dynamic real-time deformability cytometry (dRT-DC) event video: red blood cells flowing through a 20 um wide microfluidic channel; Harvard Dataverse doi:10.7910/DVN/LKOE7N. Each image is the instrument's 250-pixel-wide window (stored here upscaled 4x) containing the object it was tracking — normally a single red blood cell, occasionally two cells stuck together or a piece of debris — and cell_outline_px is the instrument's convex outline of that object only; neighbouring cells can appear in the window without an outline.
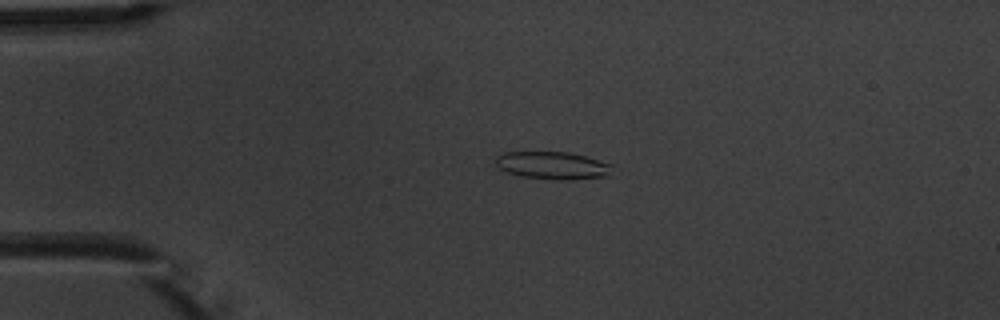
{"species": "common noctule bat (a hibernating species)", "species_latin": "Nyctalus noctula", "temperature_condition": "warm", "stored_images_in_passage": 3, "camera_frame_rate_fps": 3000, "um_per_image_px": 0.085, "animal": {"sex": "male", "body_mass_g": 20.1, "forearm_length_mm": 53.5}, "frame": {"image": 1, "passage_image": 2, "time_ms": 1.0, "image_size_px": [1000, 320], "cell_outline_px": [[616, 176], [568, 180], [556, 180], [524, 176], [508, 172], [500, 168], [496, 164], [496, 156], [504, 152], [568, 152], [616, 164]], "centroid_in_image_um": [47.16, 14.08], "position_along_channel_um": 37.8, "area_um2": 19.25}}